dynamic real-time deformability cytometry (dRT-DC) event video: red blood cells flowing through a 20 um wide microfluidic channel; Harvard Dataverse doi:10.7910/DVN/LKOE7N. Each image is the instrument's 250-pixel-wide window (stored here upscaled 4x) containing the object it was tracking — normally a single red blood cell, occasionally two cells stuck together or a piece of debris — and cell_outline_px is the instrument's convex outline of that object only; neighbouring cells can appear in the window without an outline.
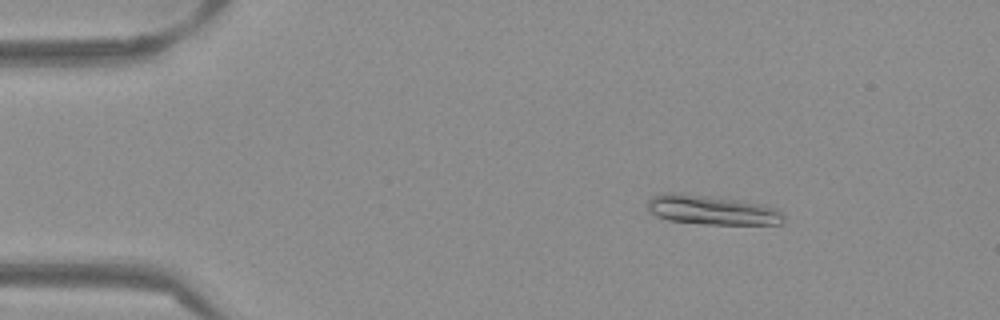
{"species": "Egyptian fruit bat (a non-hibernating species)", "species_latin": "Rousettus aegyptiacus", "temperature_condition": "warm", "stored_images_in_passage": 48, "camera_frame_rate_fps": 3000, "um_per_image_px": 0.085, "frame": {"image": 1, "passage_image": 4, "time_ms": 1.0, "image_size_px": [1000, 320], "cell_outline_px": [[784, 220], [780, 224], [704, 224], [668, 220], [656, 216], [648, 212], [648, 200], [652, 196], [668, 192], [680, 192], [744, 200], [764, 204], [776, 208], [784, 216]], "centroid_in_image_um": [60.49, 17.83], "position_along_channel_um": 24.5, "area_um2": 23.7}}
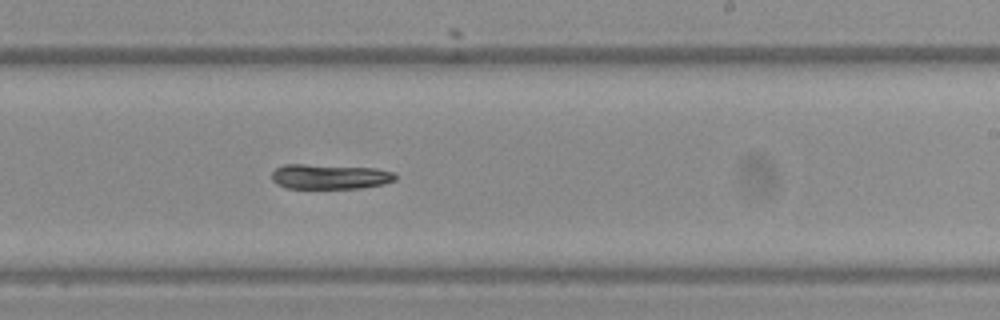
{"frame": {"image": 2, "passage_image": 28, "time_ms": 9.0, "image_size_px": [1000, 320], "cell_outline_px": [[396, 180], [384, 184], [360, 188], [284, 188], [276, 184], [272, 180], [272, 172], [276, 168], [284, 164], [304, 164], [376, 168], [396, 172]], "centroid_in_image_um": [28.04, 15.01], "position_along_channel_um": 261.0, "area_um2": 18.15}}
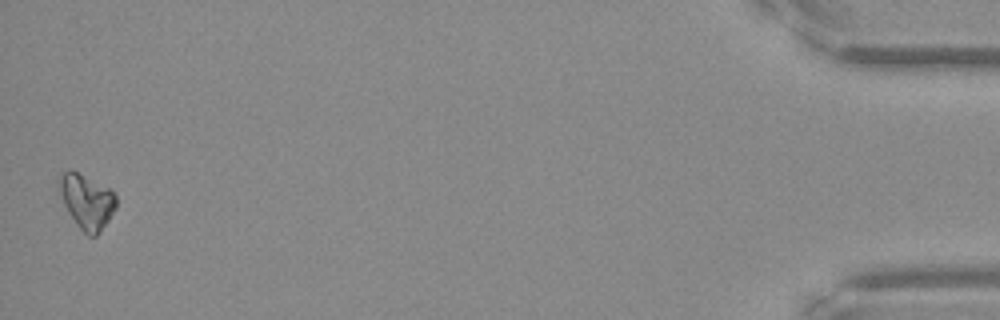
{"frame": {"image": 3, "passage_image": 48, "time_ms": 15.667, "image_size_px": [1000, 320], "cell_outline_px": [[116, 208], [108, 220], [96, 236], [88, 236], [76, 224], [68, 212], [56, 188], [56, 176], [60, 172], [76, 172], [112, 188], [116, 192]], "centroid_in_image_um": [7.34, 17.08], "position_along_channel_um": 427.9, "area_um2": 18.44}, "authors_computed_cell_mechanics": {"area_um2": 18.8717, "velocity_mm_per_s": 3.8717, "shape_relaxation_time_tau1_ms": 3.6847, "shape_relaxation_time_tau2_ms": null, "deformation_change_tau1": 0.1691, "deformation_change_tau2": null}}